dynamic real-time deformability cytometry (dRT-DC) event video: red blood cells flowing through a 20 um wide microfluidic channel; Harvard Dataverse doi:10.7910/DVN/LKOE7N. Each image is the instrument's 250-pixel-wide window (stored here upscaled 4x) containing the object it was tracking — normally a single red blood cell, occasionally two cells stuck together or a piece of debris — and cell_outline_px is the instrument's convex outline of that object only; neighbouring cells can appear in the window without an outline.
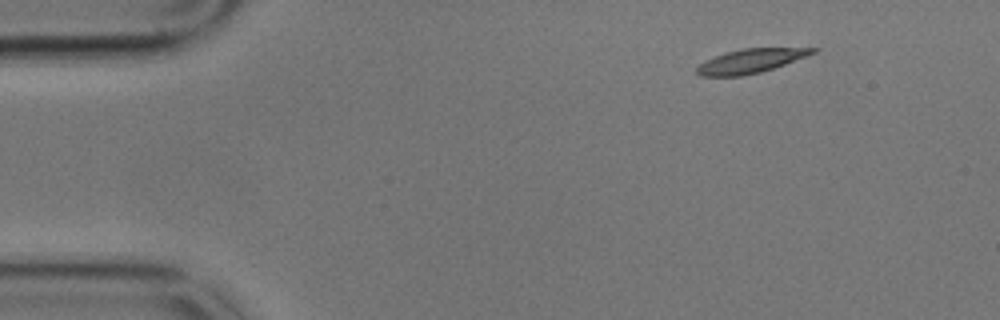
{"species": "common noctule bat (a hibernating species)", "species_latin": "Nyctalus noctula", "temperature_condition": "cold", "stored_images_in_passage": 52, "camera_frame_rate_fps": 3000, "um_per_image_px": 0.085, "animal": {"sex": "male", "body_mass_g": 17.9}, "frame": {"image": 1, "passage_image": 1, "time_ms": 0.0, "image_size_px": [1000, 320], "cell_outline_px": [[820, 48], [816, 52], [784, 64], [760, 72], [740, 76], [700, 76], [696, 72], [696, 68], [700, 64], [724, 52], [744, 48]], "centroid_in_image_um": [63.78, 5.18], "position_along_channel_um": 21.2, "area_um2": 15.9}}
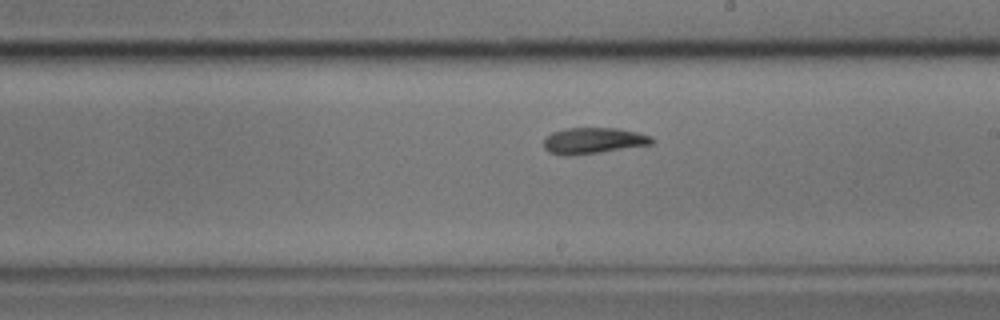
{"frame": {"image": 2, "passage_image": 27, "time_ms": 8.667, "image_size_px": [1000, 320], "cell_outline_px": [[656, 140], [652, 144], [600, 152], [568, 156], [564, 156], [548, 152], [544, 148], [544, 136], [552, 132], [564, 128], [616, 128], [636, 132], [652, 136]], "centroid_in_image_um": [50.4, 11.95], "position_along_channel_um": 238.6, "area_um2": 16.59}}
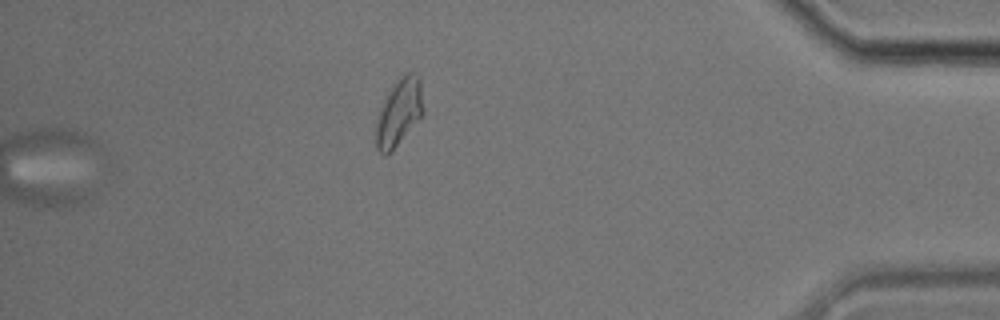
{"frame": {"image": 3, "passage_image": 45, "time_ms": 14.667, "image_size_px": [1000, 320], "cell_outline_px": [[424, 112], [396, 144], [384, 156], [376, 148], [376, 116], [392, 84], [404, 72], [412, 72], [420, 76]], "centroid_in_image_um": [33.91, 9.45], "position_along_channel_um": 401.3, "area_um2": 18.21}, "authors_computed_cell_mechanics": {"area_um2": 16.5597, "velocity_mm_per_s": 3.4207, "shape_relaxation_time_tau1_ms": 10.1235, "shape_relaxation_time_tau2_ms": 2.1914, "deformation_change_tau1": 0.2703, "deformation_change_tau2": 0.1018}}